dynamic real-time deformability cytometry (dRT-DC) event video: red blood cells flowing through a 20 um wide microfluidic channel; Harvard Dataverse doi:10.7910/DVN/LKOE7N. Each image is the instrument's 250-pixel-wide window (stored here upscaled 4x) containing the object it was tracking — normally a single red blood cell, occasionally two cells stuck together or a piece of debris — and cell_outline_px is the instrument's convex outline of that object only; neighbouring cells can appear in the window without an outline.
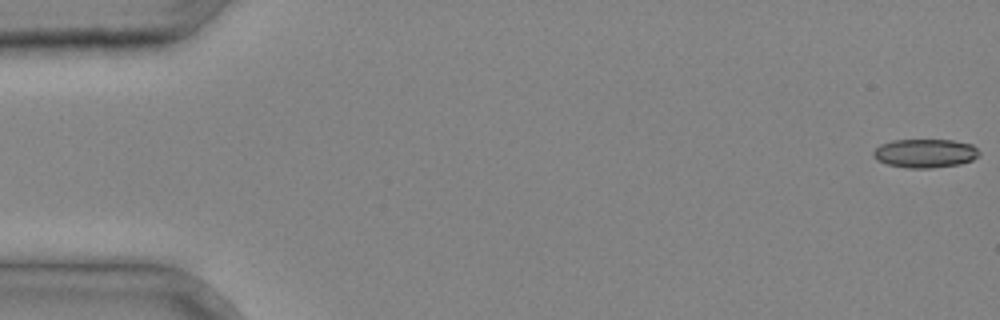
{"species": "common noctule bat (a hibernating species)", "species_latin": "Nyctalus noctula", "temperature_condition": "cold", "stored_images_in_passage": 12, "camera_frame_rate_fps": 3000, "um_per_image_px": 0.085, "animal": {"sex": "male", "body_mass_g": 20.4}, "frame": {"image": 1, "passage_image": 1, "time_ms": 0.0, "image_size_px": [1000, 320], "cell_outline_px": [[980, 156], [972, 160], [960, 164], [932, 168], [908, 168], [888, 164], [876, 160], [872, 156], [872, 152], [880, 144], [892, 140], [952, 140], [972, 144], [980, 152]], "centroid_in_image_um": [78.63, 13.03], "position_along_channel_um": 6.4, "area_um2": 17.86}}
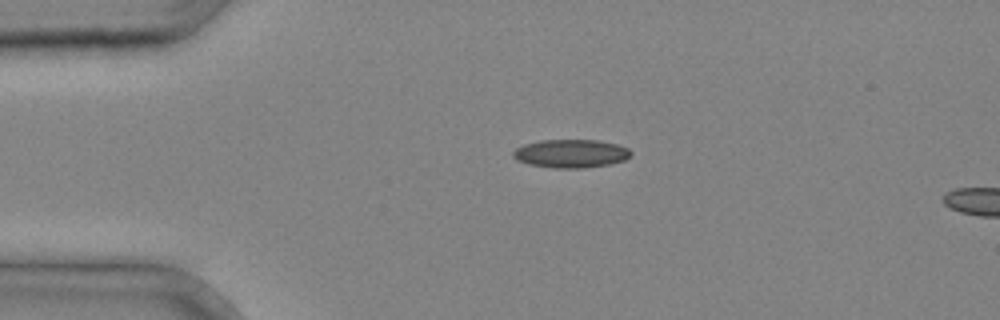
{"frame": {"image": 2, "passage_image": 9, "time_ms": 2.667, "image_size_px": [1000, 320], "cell_outline_px": [[632, 152], [624, 160], [608, 164], [584, 168], [552, 168], [528, 164], [516, 160], [512, 156], [512, 152], [516, 148], [524, 144], [540, 140], [596, 140], [616, 144], [628, 148]], "centroid_in_image_um": [48.47, 13.05], "position_along_channel_um": 36.5, "area_um2": 19.42}}